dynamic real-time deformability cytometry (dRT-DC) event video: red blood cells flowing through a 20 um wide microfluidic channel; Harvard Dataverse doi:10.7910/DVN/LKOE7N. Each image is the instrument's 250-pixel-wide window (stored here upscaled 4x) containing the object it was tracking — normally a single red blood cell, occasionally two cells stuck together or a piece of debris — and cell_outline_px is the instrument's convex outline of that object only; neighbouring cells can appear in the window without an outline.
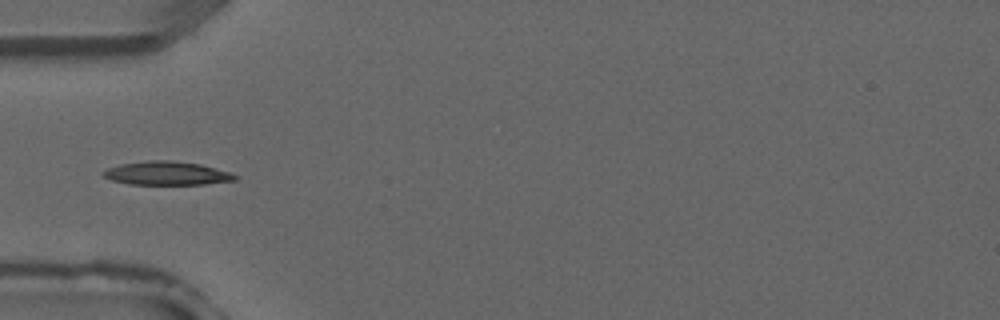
{"species": "common noctule bat (a hibernating species)", "species_latin": "Nyctalus noctula", "temperature_condition": "warm", "stored_images_in_passage": 2, "camera_frame_rate_fps": 3000, "um_per_image_px": 0.085, "animal": {"sex": "male", "forearm_length_mm": 52.5}, "frame": {"image": 1, "passage_image": 2, "time_ms": 0.333, "image_size_px": [1000, 320], "cell_outline_px": [[236, 180], [204, 184], [132, 184], [112, 180], [104, 176], [100, 172], [108, 168], [120, 164], [148, 160], [168, 160], [200, 164], [228, 172], [236, 176]], "centroid_in_image_um": [14.13, 14.72], "position_along_channel_um": 70.9, "area_um2": 17.8}}